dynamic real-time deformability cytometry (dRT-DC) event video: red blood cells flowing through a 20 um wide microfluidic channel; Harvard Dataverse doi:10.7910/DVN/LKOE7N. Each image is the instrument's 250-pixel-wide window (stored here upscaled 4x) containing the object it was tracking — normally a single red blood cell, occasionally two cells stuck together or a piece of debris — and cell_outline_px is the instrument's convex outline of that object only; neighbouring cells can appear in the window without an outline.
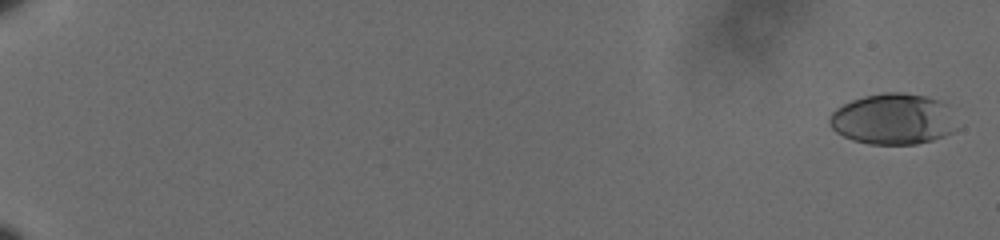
{"species": "human", "species_latin": "Homo sapiens", "temperature_condition": "cold", "stored_images_in_passage": 17, "camera_frame_rate_fps": 3000, "um_per_image_px": 0.085, "donor": {"sex": "male"}, "frame": {"image": 1, "passage_image": 1, "time_ms": 0.0, "image_size_px": [1000, 240], "cell_outline_px": [[948, 132], [944, 136], [932, 140], [916, 144], [868, 144], [852, 140], [836, 132], [832, 128], [828, 120], [828, 116], [836, 108], [852, 100], [864, 96], [884, 92], [904, 92], [924, 96], [948, 104]], "centroid_in_image_um": [75.76, 10.11], "position_along_channel_um": 9.2, "area_um2": 36.88}}
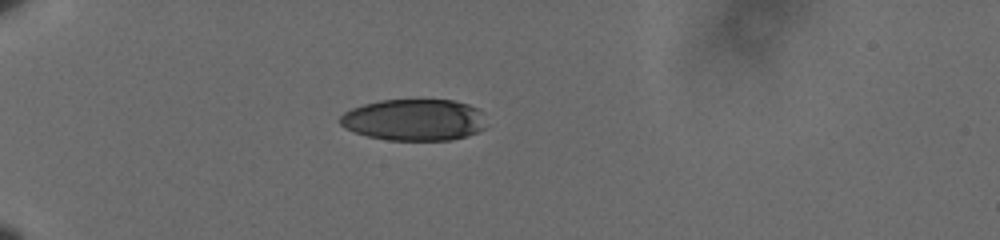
{"frame": {"image": 2, "passage_image": 15, "time_ms": 4.667, "image_size_px": [1000, 240], "cell_outline_px": [[484, 128], [468, 136], [452, 140], [388, 140], [368, 136], [344, 128], [340, 124], [340, 116], [344, 112], [352, 108], [364, 104], [380, 100], [452, 100], [468, 104], [480, 108]], "centroid_in_image_um": [35.19, 10.19], "position_along_channel_um": 49.8, "area_um2": 35.37}}
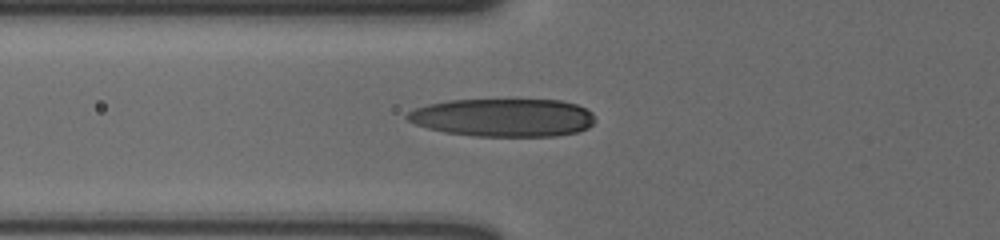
{"frame": {"image": 3, "passage_image": 17, "time_ms": 5.333, "image_size_px": [1000, 240], "cell_outline_px": [[596, 120], [588, 128], [576, 132], [556, 136], [476, 136], [444, 132], [428, 128], [416, 124], [408, 120], [404, 116], [408, 112], [416, 108], [428, 104], [448, 100], [560, 100], [576, 104], [592, 112]], "centroid_in_image_um": [42.78, 9.99], "position_along_channel_um": 83.0, "area_um2": 41.67}}